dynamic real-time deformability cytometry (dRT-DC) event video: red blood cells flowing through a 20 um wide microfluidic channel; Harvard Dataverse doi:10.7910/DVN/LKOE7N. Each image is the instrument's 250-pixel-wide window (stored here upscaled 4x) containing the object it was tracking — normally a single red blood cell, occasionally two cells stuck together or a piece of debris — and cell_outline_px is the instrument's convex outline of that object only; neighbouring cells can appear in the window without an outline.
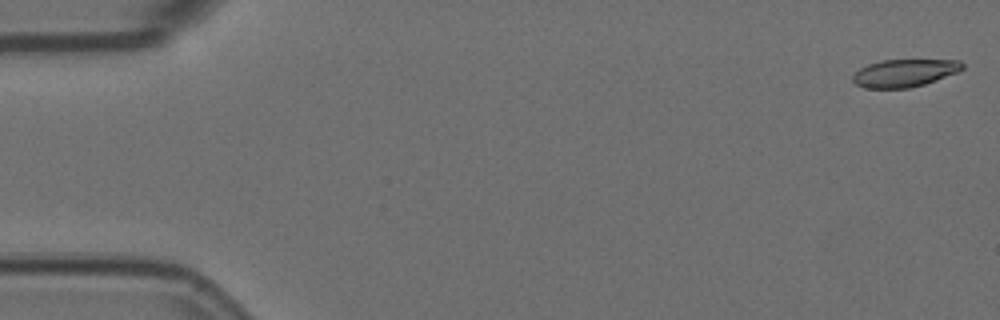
{"species": "Egyptian fruit bat (a non-hibernating species)", "species_latin": "Rousettus aegyptiacus", "temperature_condition": "room temperature", "stored_images_in_passage": 13, "camera_frame_rate_fps": 3000, "um_per_image_px": 0.085, "animal": {"sex": "female"}, "frame": {"image": 1, "passage_image": 1, "time_ms": 0.0, "image_size_px": [1000, 320], "cell_outline_px": [[964, 68], [956, 72], [936, 80], [924, 84], [908, 88], [868, 88], [856, 84], [852, 80], [852, 76], [860, 68], [868, 64], [884, 60], [960, 60], [964, 64]], "centroid_in_image_um": [76.88, 6.2], "position_along_channel_um": 8.1, "area_um2": 17.46}}